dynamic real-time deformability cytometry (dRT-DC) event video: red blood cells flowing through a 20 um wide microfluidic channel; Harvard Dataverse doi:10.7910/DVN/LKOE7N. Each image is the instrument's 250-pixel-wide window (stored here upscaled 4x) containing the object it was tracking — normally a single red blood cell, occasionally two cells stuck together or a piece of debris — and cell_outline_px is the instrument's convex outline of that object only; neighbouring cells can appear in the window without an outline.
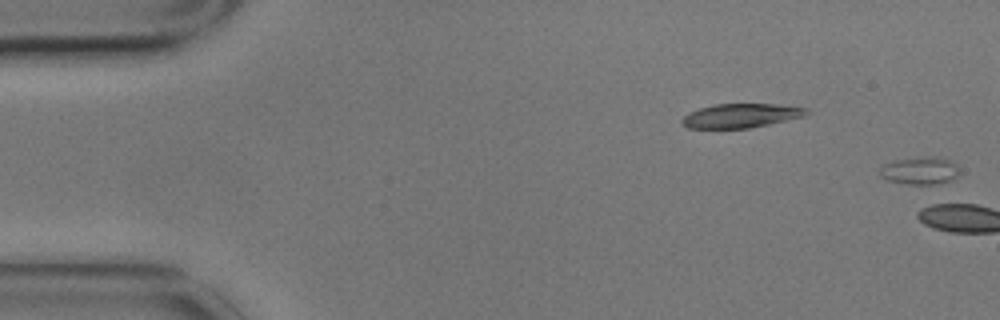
{"species": "common noctule bat (a hibernating species)", "species_latin": "Nyctalus noctula", "temperature_condition": "cold", "stored_images_in_passage": 3, "camera_frame_rate_fps": 3000, "um_per_image_px": 0.085, "animal": {"sex": "male", "body_mass_g": 17.9}, "frame": {"image": 1, "passage_image": 1, "time_ms": 0.0, "image_size_px": [1000, 320], "cell_outline_px": [[960, 172], [952, 180], [936, 184], [908, 184], [884, 180], [880, 176], [880, 168], [884, 164], [896, 160], [952, 160], [960, 168]], "centroid_in_image_um": [78.18, 14.58], "position_along_channel_um": 6.8, "area_um2": 12.08}}